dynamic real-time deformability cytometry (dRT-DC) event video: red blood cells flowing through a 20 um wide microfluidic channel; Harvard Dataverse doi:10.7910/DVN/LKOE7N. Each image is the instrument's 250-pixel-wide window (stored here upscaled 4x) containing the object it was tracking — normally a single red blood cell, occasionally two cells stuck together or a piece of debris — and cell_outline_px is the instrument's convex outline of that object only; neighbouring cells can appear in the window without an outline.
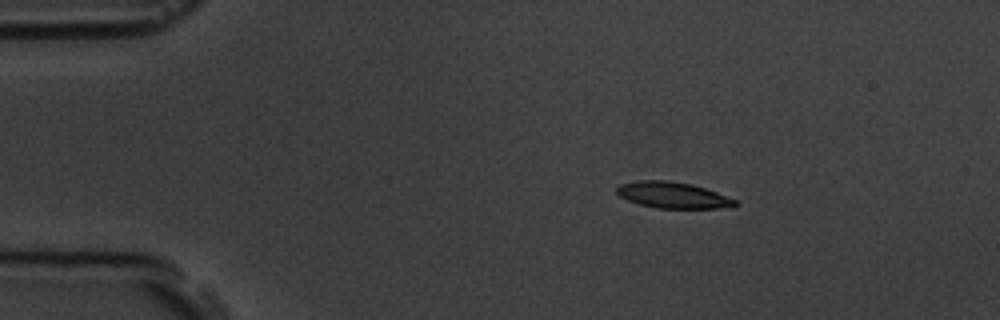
{"species": "common noctule bat (a hibernating species)", "species_latin": "Nyctalus noctula", "temperature_condition": "room temperature", "stored_images_in_passage": 4, "camera_frame_rate_fps": 3000, "um_per_image_px": 0.085, "animal": {"sex": "male", "body_mass_g": 19.5, "forearm_length_mm": 54.6}, "frame": {"image": 1, "passage_image": 2, "time_ms": 1.333, "image_size_px": [1000, 320], "cell_outline_px": [[740, 204], [736, 208], [656, 208], [640, 204], [628, 200], [620, 196], [616, 192], [616, 188], [620, 184], [640, 180], [668, 180], [692, 184], [716, 192], [736, 200]], "centroid_in_image_um": [57.24, 16.59], "position_along_channel_um": 27.8, "area_um2": 18.15}}